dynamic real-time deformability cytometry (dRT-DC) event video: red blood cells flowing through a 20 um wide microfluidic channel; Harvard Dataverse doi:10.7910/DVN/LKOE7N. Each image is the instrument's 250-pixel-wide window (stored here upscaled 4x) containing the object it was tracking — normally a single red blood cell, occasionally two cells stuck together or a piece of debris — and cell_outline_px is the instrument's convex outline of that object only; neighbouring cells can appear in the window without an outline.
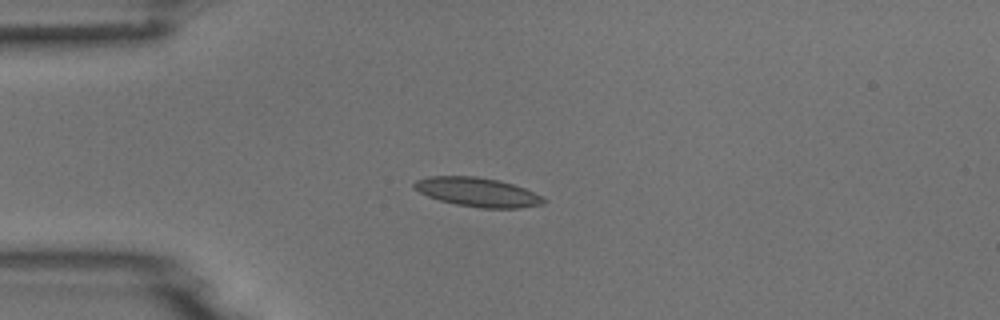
{"species": "common noctule bat (a hibernating species)", "species_latin": "Nyctalus noctula", "temperature_condition": "room temperature", "stored_images_in_passage": 25, "camera_frame_rate_fps": 3000, "um_per_image_px": 0.085, "animal": {"sex": "male", "body_mass_g": 18.8}, "frame": {"image": 1, "passage_image": 8, "time_ms": 2.333, "image_size_px": [1000, 320], "cell_outline_px": [[548, 200], [544, 204], [520, 208], [480, 208], [456, 204], [440, 200], [428, 196], [412, 188], [412, 184], [416, 180], [428, 176], [476, 176], [500, 180], [524, 188]], "centroid_in_image_um": [40.57, 16.33], "position_along_channel_um": 44.4, "area_um2": 21.96}}